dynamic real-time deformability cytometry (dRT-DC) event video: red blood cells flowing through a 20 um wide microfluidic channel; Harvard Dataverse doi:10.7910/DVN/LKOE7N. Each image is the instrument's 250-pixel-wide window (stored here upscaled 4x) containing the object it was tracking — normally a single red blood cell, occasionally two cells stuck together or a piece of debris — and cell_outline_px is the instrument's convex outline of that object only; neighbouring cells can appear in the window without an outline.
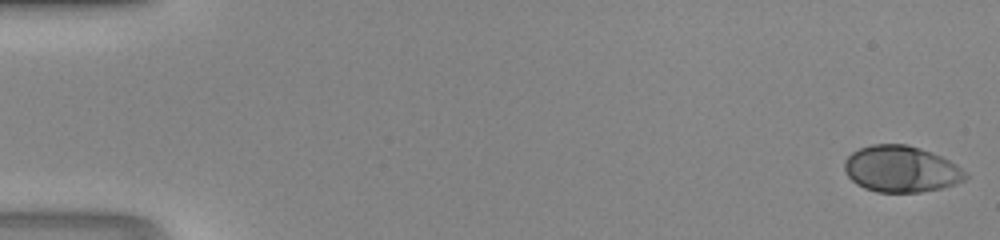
{"species": "human", "species_latin": "Homo sapiens", "temperature_condition": "room temperature", "stored_images_in_passage": 48, "camera_frame_rate_fps": 3000, "um_per_image_px": 0.085, "donor": {"sex": "male"}, "frame": {"image": 1, "passage_image": 1, "time_ms": 0.0, "image_size_px": [1000, 240], "cell_outline_px": [[968, 176], [964, 180], [956, 184], [940, 188], [920, 192], [876, 192], [864, 188], [856, 184], [848, 176], [844, 168], [844, 160], [852, 152], [860, 148], [872, 144], [904, 144], [920, 148], [940, 156], [956, 164]], "centroid_in_image_um": [76.56, 14.37], "position_along_channel_um": 8.4, "area_um2": 32.54}}
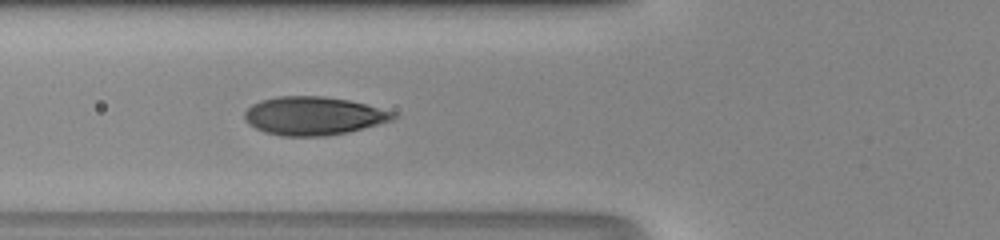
{"frame": {"image": 2, "passage_image": 19, "time_ms": 6.0, "image_size_px": [1000, 240], "cell_outline_px": [[400, 116], [392, 120], [348, 132], [324, 136], [284, 136], [264, 132], [248, 124], [244, 120], [244, 112], [252, 104], [260, 100], [276, 96], [324, 96], [348, 100], [396, 112]], "centroid_in_image_um": [26.63, 9.84], "position_along_channel_um": 99.2, "area_um2": 33.29}}
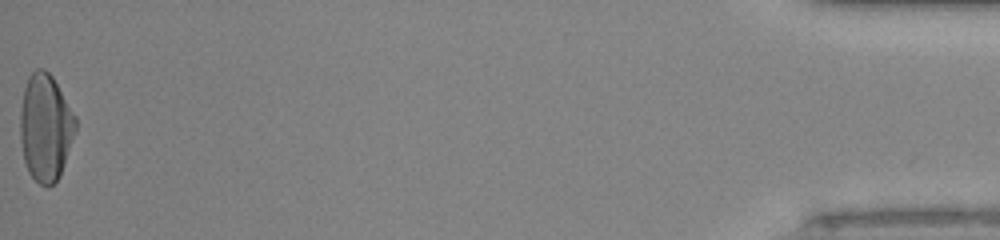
{"frame": {"image": 3, "passage_image": 48, "time_ms": 15.667, "image_size_px": [1000, 240], "cell_outline_px": [[76, 128], [60, 176], [48, 188], [40, 184], [28, 172], [24, 160], [20, 140], [20, 112], [24, 88], [28, 76], [36, 68], [44, 68], [52, 76], [76, 116]], "centroid_in_image_um": [3.85, 10.82], "position_along_channel_um": 431.3, "area_um2": 34.51}}